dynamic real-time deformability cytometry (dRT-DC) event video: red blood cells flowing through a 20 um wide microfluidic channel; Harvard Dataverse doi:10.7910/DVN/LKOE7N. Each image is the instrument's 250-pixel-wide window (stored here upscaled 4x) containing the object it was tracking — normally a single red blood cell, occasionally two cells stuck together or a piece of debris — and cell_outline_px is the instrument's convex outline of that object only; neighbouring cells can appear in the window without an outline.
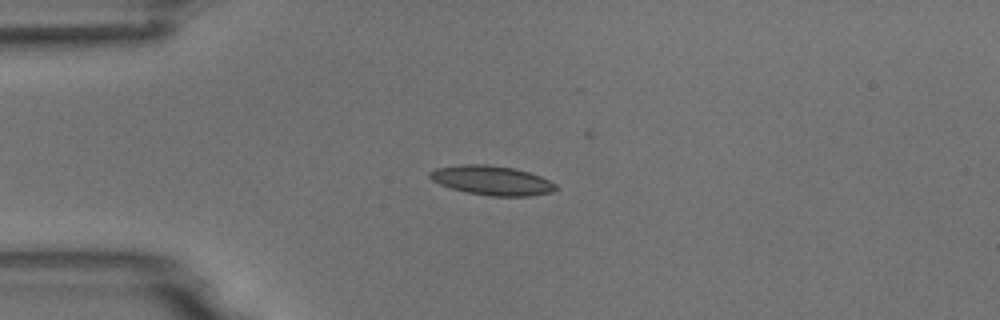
{"species": "common noctule bat (a hibernating species)", "species_latin": "Nyctalus noctula", "temperature_condition": "room temperature", "stored_images_in_passage": 6, "camera_frame_rate_fps": 3000, "um_per_image_px": 0.085, "animal": {"sex": "male", "body_mass_g": 18.8}, "frame": {"image": 1, "passage_image": 3, "time_ms": 2.667, "image_size_px": [1000, 320], "cell_outline_px": [[560, 188], [552, 192], [528, 196], [492, 196], [468, 192], [452, 188], [440, 184], [432, 180], [428, 176], [428, 172], [436, 168], [464, 164], [484, 164], [516, 168], [540, 176], [556, 184]], "centroid_in_image_um": [41.82, 15.33], "position_along_channel_um": 43.2, "area_um2": 21.5}}